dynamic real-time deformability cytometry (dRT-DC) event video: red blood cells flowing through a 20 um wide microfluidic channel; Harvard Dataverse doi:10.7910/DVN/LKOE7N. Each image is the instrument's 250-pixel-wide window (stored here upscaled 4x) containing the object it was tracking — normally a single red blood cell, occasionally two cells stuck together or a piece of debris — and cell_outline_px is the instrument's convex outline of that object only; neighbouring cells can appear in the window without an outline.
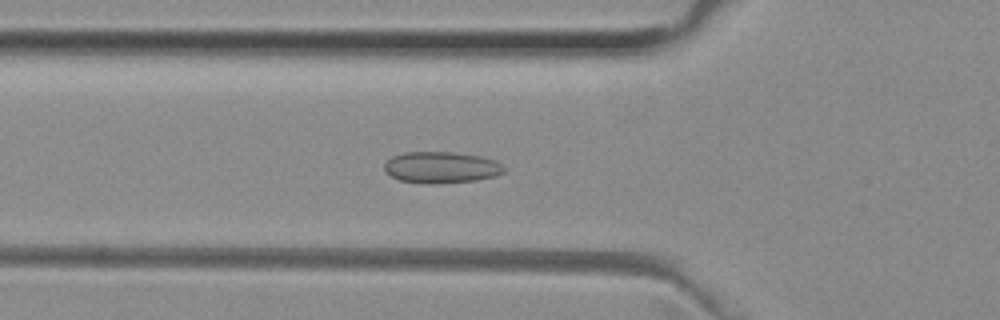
{"species": "common noctule bat (a hibernating species)", "species_latin": "Nyctalus noctula", "temperature_condition": "room temperature", "stored_images_in_passage": 51, "camera_frame_rate_fps": 3000, "um_per_image_px": 0.085, "animal": {"sex": "female", "body_mass_g": 29.2, "forearm_length_mm": 56.3}, "frame": {"image": 1, "passage_image": 17, "time_ms": 5.333, "image_size_px": [1000, 320], "cell_outline_px": [[504, 172], [496, 176], [476, 180], [436, 184], [424, 184], [400, 180], [392, 176], [384, 168], [384, 164], [392, 156], [404, 152], [452, 152], [480, 156], [496, 160], [504, 164]], "centroid_in_image_um": [37.54, 14.23], "position_along_channel_um": 88.3, "area_um2": 22.02}}
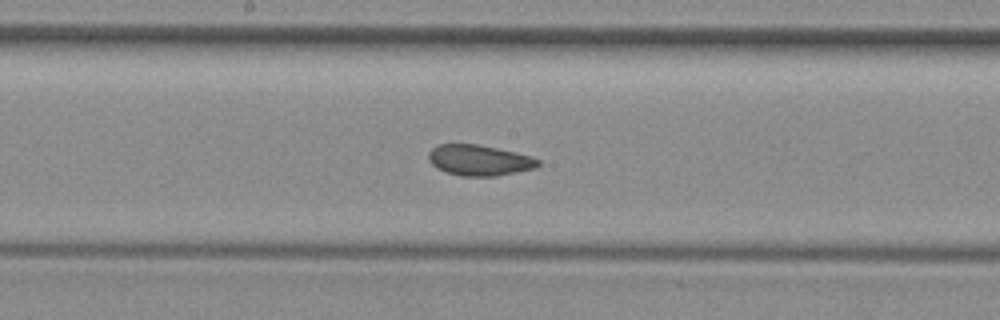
{"frame": {"image": 2, "passage_image": 26, "time_ms": 8.333, "image_size_px": [1000, 320], "cell_outline_px": [[540, 164], [536, 168], [496, 176], [460, 176], [444, 172], [436, 168], [428, 160], [428, 152], [436, 144], [476, 144], [516, 152], [532, 156], [540, 160]], "centroid_in_image_um": [40.72, 13.62], "position_along_channel_um": 207.5, "area_um2": 19.83}}
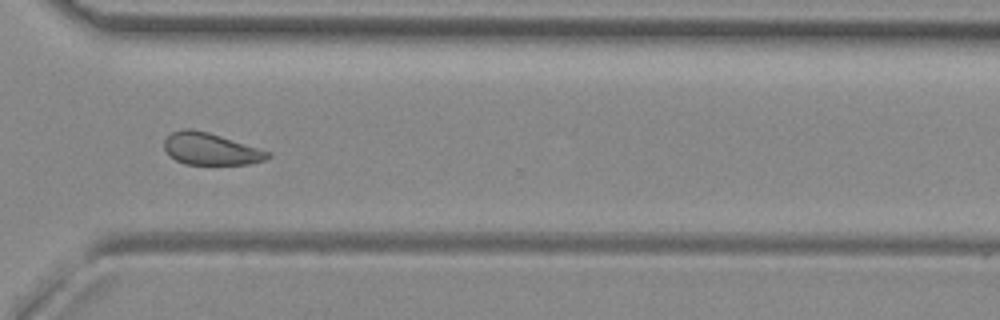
{"frame": {"image": 3, "passage_image": 37, "time_ms": 12.0, "image_size_px": [1000, 320], "cell_outline_px": [[272, 156], [264, 160], [248, 164], [184, 164], [176, 160], [164, 148], [164, 140], [172, 132], [184, 128], [192, 128], [208, 132], [272, 152]], "centroid_in_image_um": [17.92, 12.65], "position_along_channel_um": 352.7, "area_um2": 19.19}, "authors_computed_cell_mechanics": {"area_um2": 20.5768, "velocity_mm_per_s": 3.9615, "shape_relaxation_time_tau1_ms": null, "shape_relaxation_time_tau2_ms": 1.5592, "deformation_change_tau1": null, "deformation_change_tau2": 0.0677}}